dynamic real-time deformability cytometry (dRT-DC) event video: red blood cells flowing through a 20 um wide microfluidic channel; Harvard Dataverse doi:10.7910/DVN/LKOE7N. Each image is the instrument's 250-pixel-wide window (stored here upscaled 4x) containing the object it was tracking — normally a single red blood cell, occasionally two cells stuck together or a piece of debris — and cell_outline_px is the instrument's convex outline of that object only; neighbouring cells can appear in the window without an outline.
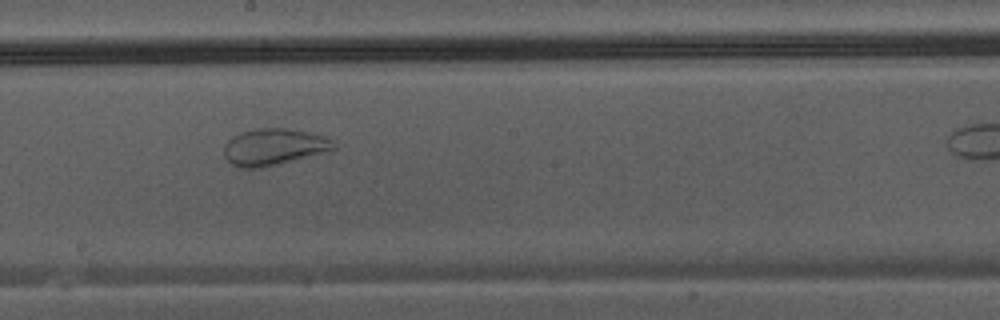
{"species": "Egyptian fruit bat (a non-hibernating species)", "species_latin": "Rousettus aegyptiacus", "temperature_condition": "warm", "stored_images_in_passage": 28, "camera_frame_rate_fps": 3000, "um_per_image_px": 0.085, "animal": {"sex": "male"}, "frame": {"image": 1, "passage_image": 16, "time_ms": 5.0, "image_size_px": [1000, 320], "cell_outline_px": [[336, 148], [296, 160], [260, 168], [240, 168], [232, 164], [224, 156], [224, 144], [232, 136], [240, 132], [256, 128], [284, 128], [308, 132], [336, 140]], "centroid_in_image_um": [23.25, 12.48], "position_along_channel_um": 224.9, "area_um2": 23.47}}
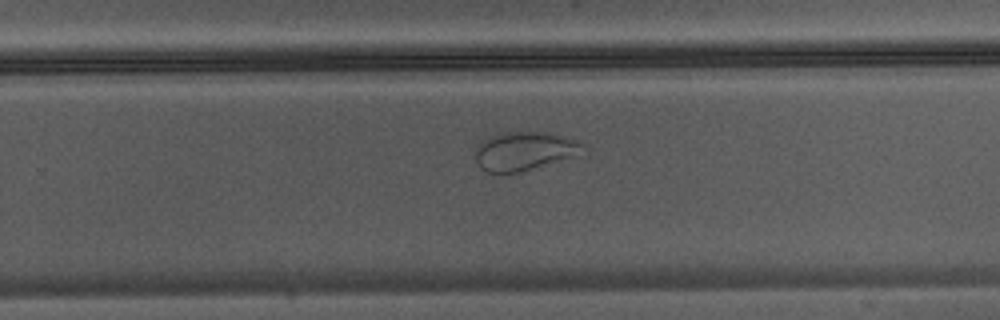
{"frame": {"image": 2, "passage_image": 20, "time_ms": 6.333, "image_size_px": [1000, 320], "cell_outline_px": [[580, 144], [568, 156], [520, 172], [484, 172], [476, 164], [476, 148], [484, 140], [492, 136], [508, 132], [548, 132], [580, 140]], "centroid_in_image_um": [44.41, 12.83], "position_along_channel_um": 285.4, "area_um2": 22.95}}